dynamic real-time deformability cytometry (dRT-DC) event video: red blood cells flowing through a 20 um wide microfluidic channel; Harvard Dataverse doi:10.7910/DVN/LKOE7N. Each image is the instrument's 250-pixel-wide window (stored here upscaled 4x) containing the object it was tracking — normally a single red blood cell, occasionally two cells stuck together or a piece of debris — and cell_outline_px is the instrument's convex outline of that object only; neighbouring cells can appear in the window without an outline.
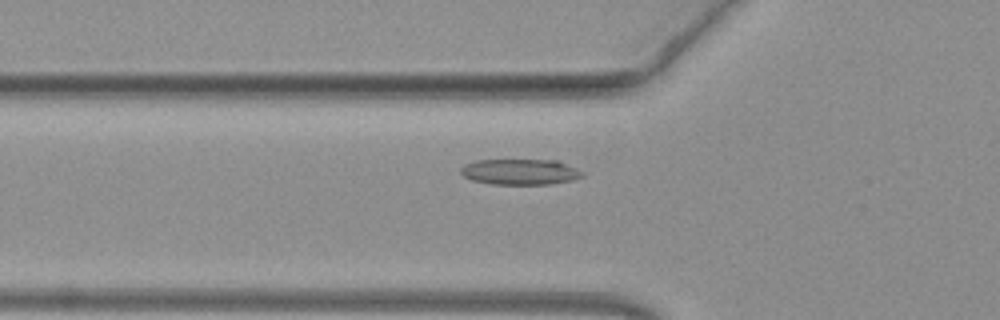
{"species": "common noctule bat (a hibernating species)", "species_latin": "Nyctalus noctula", "temperature_condition": "warm", "stored_images_in_passage": 31, "camera_frame_rate_fps": 3000, "um_per_image_px": 0.085, "animal": {"sex": "female", "body_mass_g": 19.3, "forearm_length_mm": 54.1}, "frame": {"image": 1, "passage_image": 9, "time_ms": 2.667, "image_size_px": [1000, 320], "cell_outline_px": [[584, 176], [572, 180], [548, 184], [492, 184], [472, 180], [464, 176], [460, 172], [460, 168], [464, 164], [476, 160], [560, 160], [584, 172]], "centroid_in_image_um": [44.22, 14.6], "position_along_channel_um": 81.6, "area_um2": 18.32}}
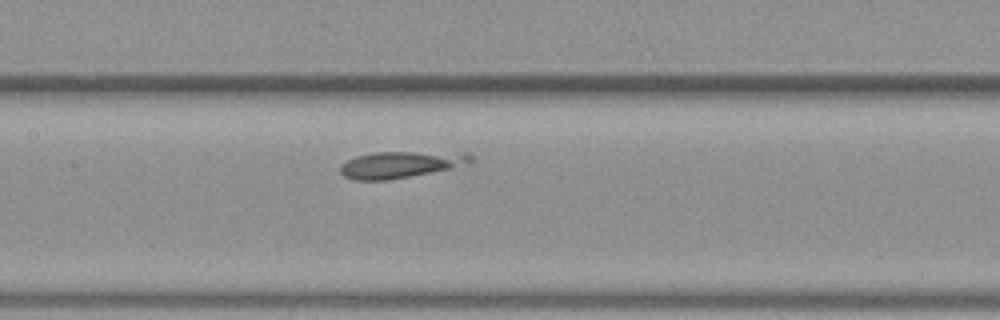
{"frame": {"image": 2, "passage_image": 16, "time_ms": 5.0, "image_size_px": [1000, 320], "cell_outline_px": [[476, 160], [472, 164], [452, 168], [388, 180], [352, 180], [344, 176], [340, 172], [340, 164], [356, 156], [376, 152], [468, 152], [476, 156]], "centroid_in_image_um": [34.16, 13.97], "position_along_channel_um": 173.2, "area_um2": 20.58}}
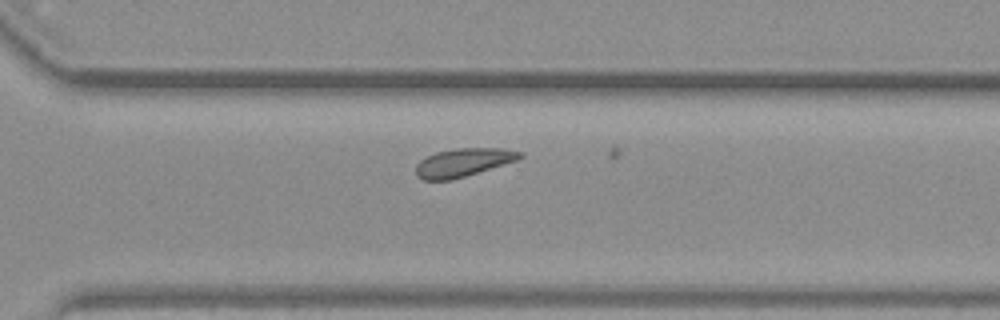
{"frame": {"image": 3, "passage_image": 28, "time_ms": 9.0, "image_size_px": [1000, 320], "cell_outline_px": [[524, 156], [520, 160], [452, 180], [424, 180], [416, 176], [416, 164], [420, 160], [436, 152], [456, 148], [504, 148], [524, 152]], "centroid_in_image_um": [39.43, 13.8], "position_along_channel_um": 331.2, "area_um2": 17.4}}